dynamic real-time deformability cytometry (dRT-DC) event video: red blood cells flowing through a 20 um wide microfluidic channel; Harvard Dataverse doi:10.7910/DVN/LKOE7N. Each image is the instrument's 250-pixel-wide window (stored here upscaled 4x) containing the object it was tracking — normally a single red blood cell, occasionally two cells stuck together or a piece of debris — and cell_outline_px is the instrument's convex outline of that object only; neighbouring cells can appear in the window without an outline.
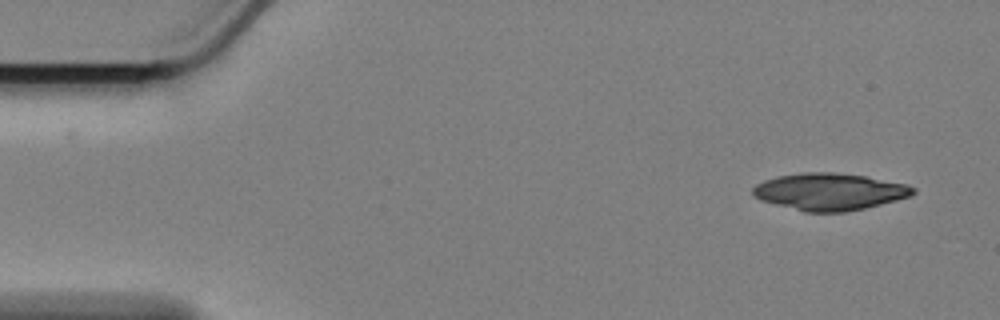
{"species": "Egyptian fruit bat (a non-hibernating species)", "species_latin": "Rousettus aegyptiacus", "temperature_condition": "cold", "stored_images_in_passage": 45, "camera_frame_rate_fps": 3000, "um_per_image_px": 0.085, "animal": {"sex": "female"}, "frame": {"image": 1, "passage_image": 1, "time_ms": 0.0, "image_size_px": [1000, 320], "cell_outline_px": [[916, 192], [912, 196], [864, 208], [844, 212], [804, 212], [760, 200], [752, 196], [752, 188], [756, 184], [764, 180], [780, 176], [804, 172], [832, 172], [864, 176], [908, 184], [916, 188]], "centroid_in_image_um": [70.51, 16.29], "position_along_channel_um": 14.5, "area_um2": 34.56}}